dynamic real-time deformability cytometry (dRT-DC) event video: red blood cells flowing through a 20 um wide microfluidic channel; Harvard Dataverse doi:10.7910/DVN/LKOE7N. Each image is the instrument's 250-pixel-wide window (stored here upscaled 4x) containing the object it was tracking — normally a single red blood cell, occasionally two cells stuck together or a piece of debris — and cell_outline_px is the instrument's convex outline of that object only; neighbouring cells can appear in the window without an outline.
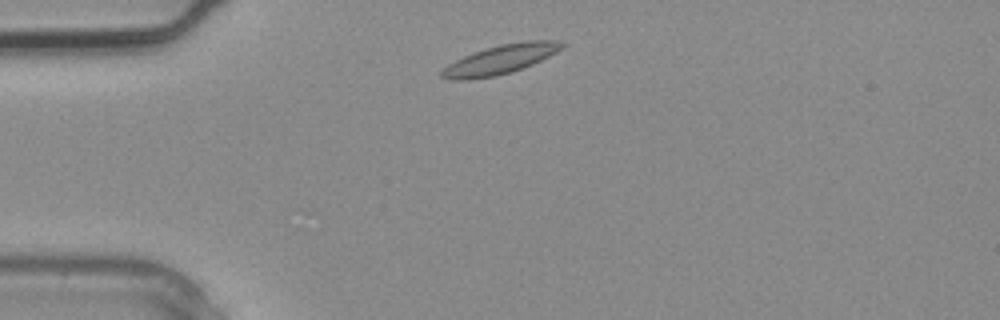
{"species": "common noctule bat (a hibernating species)", "species_latin": "Nyctalus noctula", "temperature_condition": "warm", "stored_images_in_passage": 3, "camera_frame_rate_fps": 3000, "um_per_image_px": 0.085, "animal": {"sex": "male", "body_mass_g": 20.4}, "frame": {"image": 1, "passage_image": 3, "time_ms": 0.667, "image_size_px": [1000, 320], "cell_outline_px": [[568, 44], [564, 48], [532, 64], [512, 72], [496, 76], [468, 80], [452, 80], [440, 76], [440, 72], [448, 64], [464, 56], [500, 44], [528, 40], [556, 40]], "centroid_in_image_um": [42.56, 5.06], "position_along_channel_um": 42.4, "area_um2": 20.35}}